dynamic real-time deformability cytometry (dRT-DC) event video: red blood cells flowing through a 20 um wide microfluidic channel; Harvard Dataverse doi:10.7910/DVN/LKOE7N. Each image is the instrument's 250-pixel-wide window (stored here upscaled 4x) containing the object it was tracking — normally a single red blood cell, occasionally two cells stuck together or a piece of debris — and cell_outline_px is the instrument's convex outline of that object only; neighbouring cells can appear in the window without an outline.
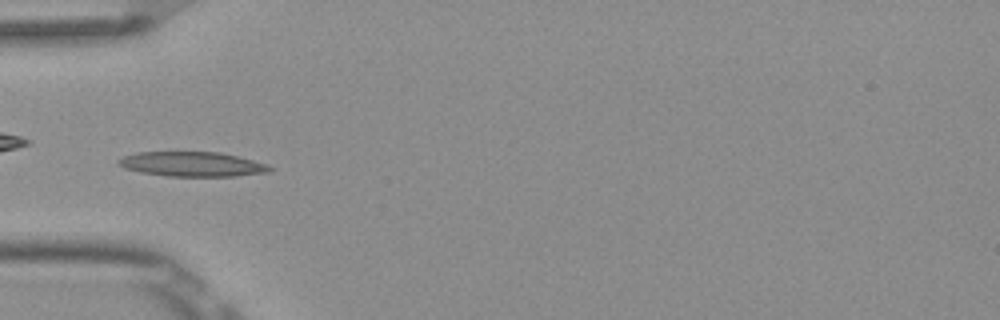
{"species": "Egyptian fruit bat (a non-hibernating species)", "species_latin": "Rousettus aegyptiacus", "temperature_condition": "room temperature", "stored_images_in_passage": 6, "camera_frame_rate_fps": 3000, "um_per_image_px": 0.085, "frame": {"image": 1, "passage_image": 6, "time_ms": 1.667, "image_size_px": [1000, 320], "cell_outline_px": [[276, 168], [268, 172], [236, 176], [168, 176], [140, 172], [124, 168], [116, 160], [124, 156], [136, 152], [220, 152], [268, 164]], "centroid_in_image_um": [16.36, 13.95], "position_along_channel_um": 68.6, "area_um2": 21.73}}